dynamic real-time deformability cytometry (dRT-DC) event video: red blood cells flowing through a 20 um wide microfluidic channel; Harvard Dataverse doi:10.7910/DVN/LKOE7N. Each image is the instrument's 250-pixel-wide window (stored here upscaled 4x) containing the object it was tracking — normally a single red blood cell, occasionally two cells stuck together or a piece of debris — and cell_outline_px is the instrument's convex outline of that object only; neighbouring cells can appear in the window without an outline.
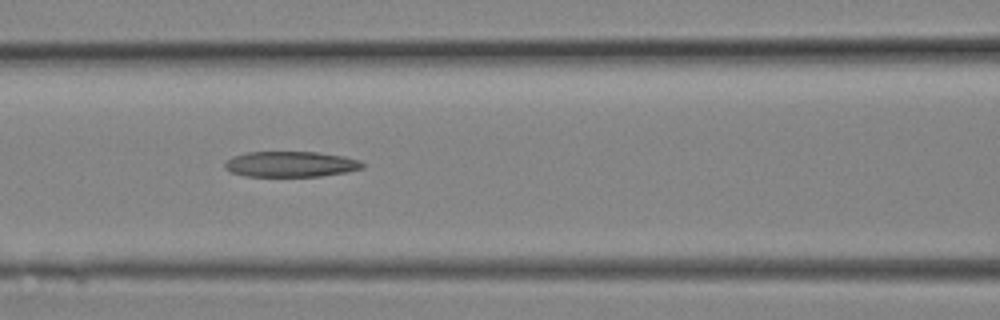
{"species": "Egyptian fruit bat (a non-hibernating species)", "species_latin": "Rousettus aegyptiacus", "temperature_condition": "room temperature", "stored_images_in_passage": 7, "segment_of_instrument_passage": [1, 2], "camera_frame_rate_fps": 3000, "um_per_image_px": 0.085, "animal": {"sex": "female"}, "frame": {"image": 1, "passage_image": 5, "time_ms": 1.333, "image_size_px": [1000, 320], "cell_outline_px": [[364, 168], [348, 172], [320, 176], [244, 176], [232, 172], [224, 168], [224, 164], [232, 156], [244, 152], [316, 152], [344, 156], [360, 160], [364, 164]], "centroid_in_image_um": [24.72, 13.95], "position_along_channel_um": 141.9, "area_um2": 20.63}}
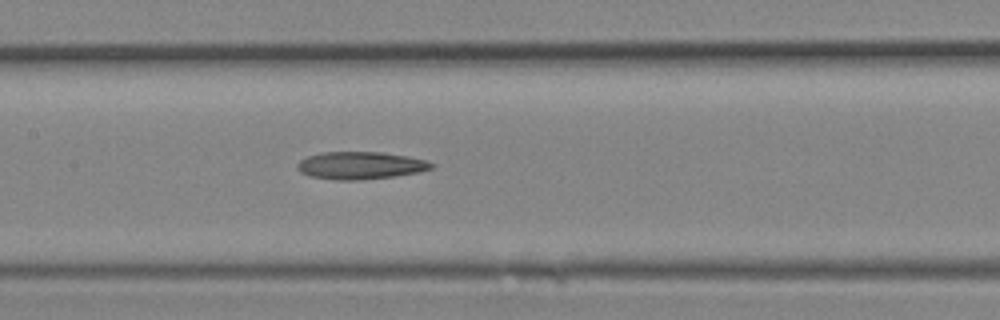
{"frame": {"image": 2, "passage_image": 6, "time_ms": 1.667, "image_size_px": [1000, 320], "cell_outline_px": [[436, 164], [432, 168], [420, 172], [396, 176], [360, 180], [336, 180], [308, 176], [300, 172], [296, 168], [296, 164], [300, 160], [308, 156], [320, 152], [380, 152], [408, 156], [424, 160]], "centroid_in_image_um": [30.61, 14.07], "position_along_channel_um": 176.8, "area_um2": 21.68}}